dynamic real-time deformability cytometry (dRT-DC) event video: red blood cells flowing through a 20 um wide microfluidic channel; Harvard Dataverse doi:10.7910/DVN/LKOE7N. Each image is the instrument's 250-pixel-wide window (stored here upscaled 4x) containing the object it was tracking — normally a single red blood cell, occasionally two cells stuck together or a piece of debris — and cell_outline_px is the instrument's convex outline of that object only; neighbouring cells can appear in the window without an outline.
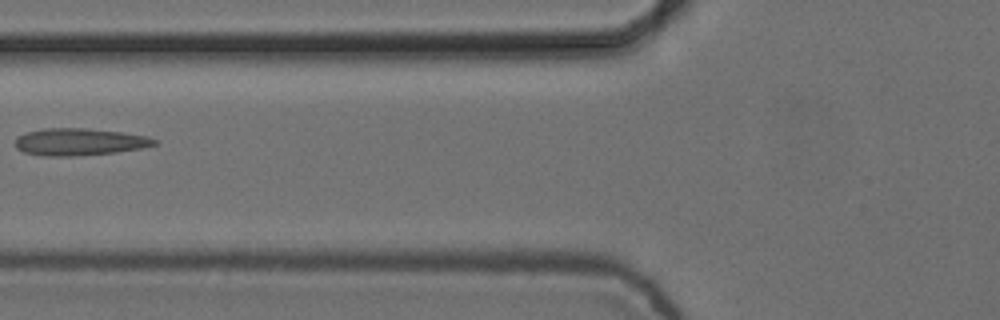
{"species": "common noctule bat (a hibernating species)", "species_latin": "Nyctalus noctula", "temperature_condition": "cold", "stored_images_in_passage": 6, "camera_frame_rate_fps": 3000, "um_per_image_px": 0.085, "animal": {"sex": "female", "body_mass_g": 24.6, "forearm_length_mm": 56.2}, "frame": {"image": 1, "passage_image": 6, "time_ms": 1.667, "image_size_px": [1000, 320], "cell_outline_px": [[160, 144], [140, 148], [116, 152], [76, 156], [44, 156], [24, 152], [16, 148], [16, 136], [28, 132], [44, 128], [88, 128], [120, 132], [148, 136], [156, 140]], "centroid_in_image_um": [6.76, 12.06], "position_along_channel_um": 119.0, "area_um2": 22.02}}